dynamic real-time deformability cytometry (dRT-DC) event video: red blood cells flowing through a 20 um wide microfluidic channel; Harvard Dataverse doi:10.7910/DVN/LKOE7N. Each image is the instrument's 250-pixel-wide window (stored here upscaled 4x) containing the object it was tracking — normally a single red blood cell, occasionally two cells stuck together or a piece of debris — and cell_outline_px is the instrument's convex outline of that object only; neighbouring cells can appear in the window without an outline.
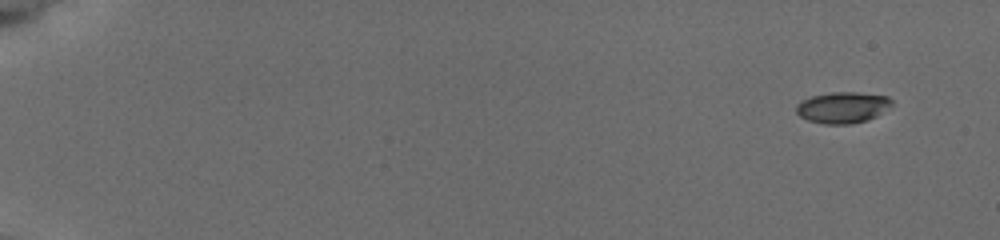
{"species": "common noctule bat (a hibernating species)", "species_latin": "Nyctalus noctula", "temperature_condition": "cold", "stored_images_in_passage": 10, "camera_frame_rate_fps": 3000, "um_per_image_px": 0.085, "animal": {"sex": "female", "body_mass_g": 19.5, "forearm_length_mm": 54.1}, "frame": {"image": 1, "passage_image": 1, "time_ms": 0.0, "image_size_px": [1000, 240], "cell_outline_px": [[892, 104], [876, 116], [868, 120], [848, 124], [824, 124], [808, 120], [800, 116], [796, 112], [796, 104], [800, 100], [812, 96], [832, 92], [860, 92], [888, 96], [892, 100]], "centroid_in_image_um": [71.6, 9.12], "position_along_channel_um": 13.4, "area_um2": 17.4}}
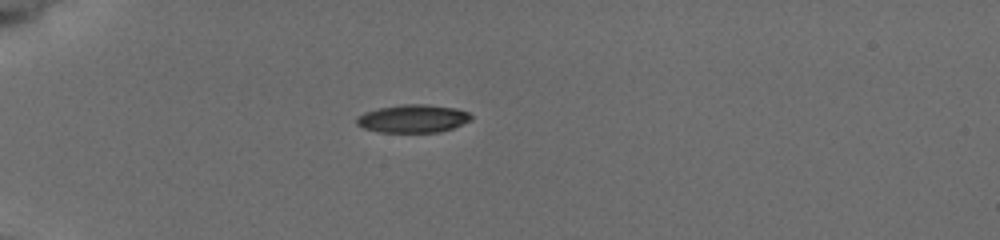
{"frame": {"image": 2, "passage_image": 6, "time_ms": 4.667, "image_size_px": [1000, 240], "cell_outline_px": [[472, 120], [452, 128], [440, 132], [380, 132], [364, 128], [356, 124], [356, 120], [364, 112], [376, 108], [400, 104], [428, 104], [456, 108], [468, 112], [472, 116]], "centroid_in_image_um": [35.11, 10.07], "position_along_channel_um": 49.9, "area_um2": 18.79}}
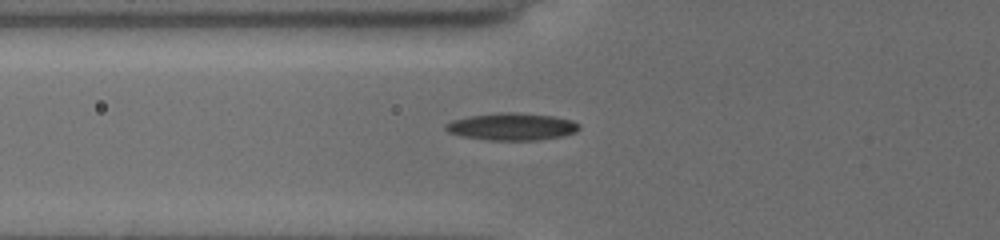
{"frame": {"image": 3, "passage_image": 9, "time_ms": 6.333, "image_size_px": [1000, 240], "cell_outline_px": [[580, 128], [576, 132], [560, 136], [536, 140], [488, 140], [464, 136], [448, 132], [444, 128], [444, 124], [452, 120], [468, 116], [500, 112], [520, 112], [552, 116], [572, 120], [580, 124]], "centroid_in_image_um": [43.5, 10.75], "position_along_channel_um": 82.3, "area_um2": 21.21}}